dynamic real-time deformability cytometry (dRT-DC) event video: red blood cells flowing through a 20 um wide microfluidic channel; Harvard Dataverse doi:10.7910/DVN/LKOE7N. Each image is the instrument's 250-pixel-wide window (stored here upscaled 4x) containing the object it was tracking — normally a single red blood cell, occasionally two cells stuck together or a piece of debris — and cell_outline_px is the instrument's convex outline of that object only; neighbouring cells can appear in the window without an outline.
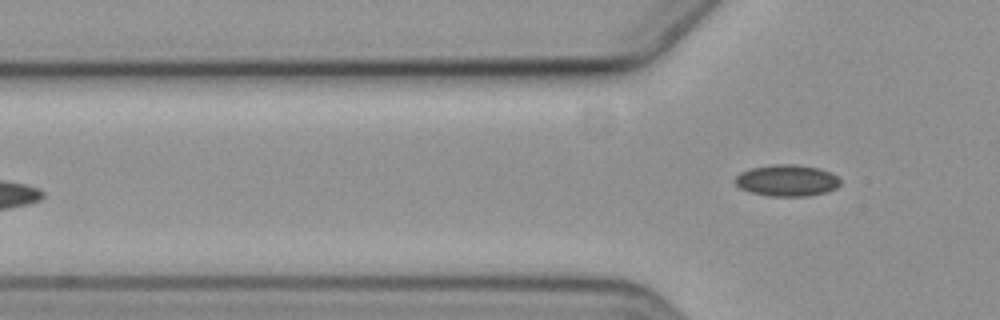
{"species": "common noctule bat (a hibernating species)", "species_latin": "Nyctalus noctula", "temperature_condition": "cold", "stored_images_in_passage": 7, "camera_frame_rate_fps": 3000, "um_per_image_px": 0.085, "animal": {"sex": "female", "body_mass_g": 19.3, "forearm_length_mm": 54.1}, "frame": {"image": 1, "passage_image": 7, "time_ms": 7.667, "image_size_px": [1000, 320], "cell_outline_px": [[840, 184], [836, 188], [828, 192], [808, 196], [772, 196], [752, 192], [740, 188], [732, 180], [740, 172], [752, 168], [772, 164], [796, 164], [820, 168], [836, 176], [840, 180]], "centroid_in_image_um": [66.88, 15.33], "position_along_channel_um": 58.9, "area_um2": 19.36}}